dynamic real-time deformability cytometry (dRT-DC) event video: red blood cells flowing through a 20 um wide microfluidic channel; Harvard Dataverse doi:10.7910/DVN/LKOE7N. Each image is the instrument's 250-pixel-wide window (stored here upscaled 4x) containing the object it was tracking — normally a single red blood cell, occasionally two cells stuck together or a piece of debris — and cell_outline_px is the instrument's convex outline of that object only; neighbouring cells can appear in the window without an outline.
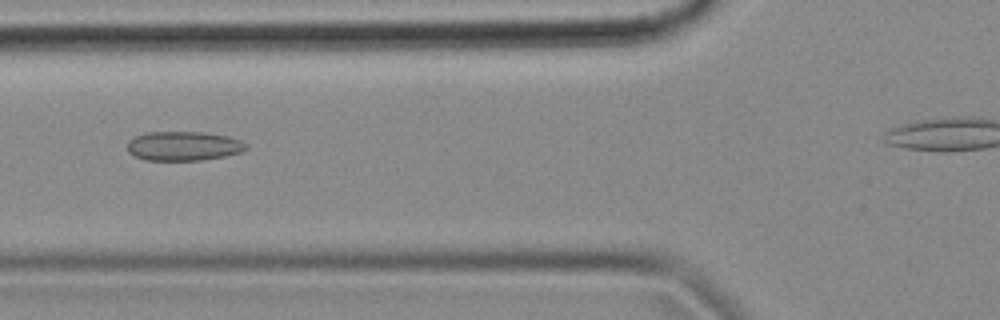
{"species": "common noctule bat (a hibernating species)", "species_latin": "Nyctalus noctula", "temperature_condition": "cold", "stored_images_in_passage": 45, "camera_frame_rate_fps": 3000, "um_per_image_px": 0.085, "animal": {"sex": "female", "body_mass_g": 18.4}, "frame": {"image": 1, "passage_image": 18, "time_ms": 5.667, "image_size_px": [1000, 320], "cell_outline_px": [[248, 148], [240, 152], [224, 156], [204, 160], [144, 160], [128, 152], [128, 140], [136, 136], [148, 132], [204, 132], [228, 136], [240, 140], [248, 144]], "centroid_in_image_um": [15.62, 12.41], "position_along_channel_um": 110.2, "area_um2": 20.29}}
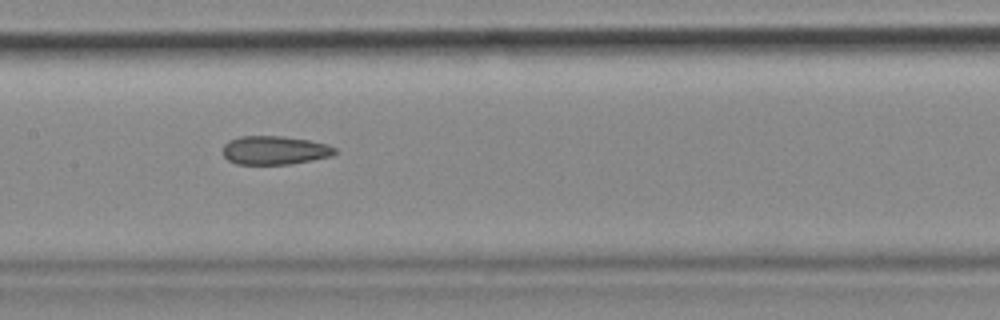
{"frame": {"image": 2, "passage_image": 24, "time_ms": 7.667, "image_size_px": [1000, 320], "cell_outline_px": [[336, 152], [332, 156], [292, 164], [236, 164], [228, 160], [224, 156], [224, 144], [228, 140], [240, 136], [284, 136], [308, 140], [328, 144], [336, 148]], "centroid_in_image_um": [23.35, 12.77], "position_along_channel_um": 184.0, "area_um2": 18.79}}
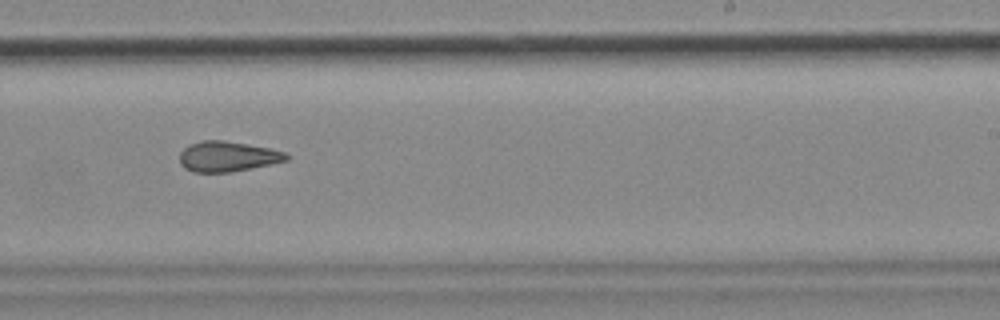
{"frame": {"image": 3, "passage_image": 31, "time_ms": 10.0, "image_size_px": [1000, 320], "cell_outline_px": [[288, 160], [272, 164], [232, 172], [192, 172], [184, 168], [180, 164], [180, 152], [184, 148], [200, 140], [224, 140], [248, 144], [268, 148], [284, 152], [288, 156]], "centroid_in_image_um": [19.32, 13.3], "position_along_channel_um": 269.7, "area_um2": 18.84}}